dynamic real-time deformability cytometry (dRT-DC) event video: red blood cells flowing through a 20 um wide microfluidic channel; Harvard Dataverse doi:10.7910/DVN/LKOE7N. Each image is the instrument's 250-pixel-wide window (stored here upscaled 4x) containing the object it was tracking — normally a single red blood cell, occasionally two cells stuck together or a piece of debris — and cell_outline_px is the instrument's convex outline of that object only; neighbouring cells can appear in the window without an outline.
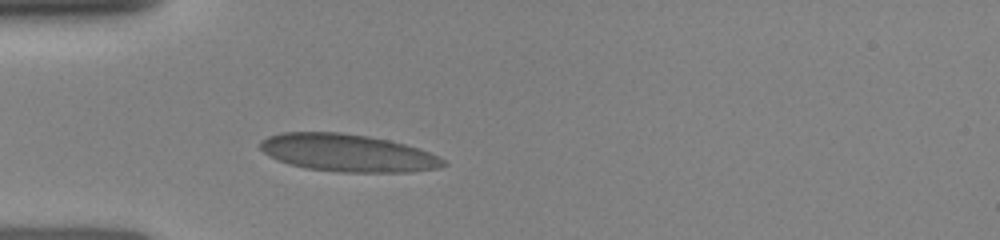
{"species": "human", "species_latin": "Homo sapiens", "temperature_condition": "room temperature", "stored_images_in_passage": 1, "camera_frame_rate_fps": 3000, "um_per_image_px": 0.085, "donor": {"sex": "female"}, "frame": {"image": 1, "passage_image": 1, "time_ms": 0.0, "image_size_px": [1000, 240], "cell_outline_px": [[448, 164], [440, 168], [412, 172], [340, 172], [304, 168], [288, 164], [276, 160], [268, 156], [260, 148], [260, 140], [268, 136], [280, 132], [340, 132], [368, 136], [388, 140], [420, 148], [444, 160]], "centroid_in_image_um": [29.52, 13.0], "position_along_channel_um": 55.5, "area_um2": 40.29}}